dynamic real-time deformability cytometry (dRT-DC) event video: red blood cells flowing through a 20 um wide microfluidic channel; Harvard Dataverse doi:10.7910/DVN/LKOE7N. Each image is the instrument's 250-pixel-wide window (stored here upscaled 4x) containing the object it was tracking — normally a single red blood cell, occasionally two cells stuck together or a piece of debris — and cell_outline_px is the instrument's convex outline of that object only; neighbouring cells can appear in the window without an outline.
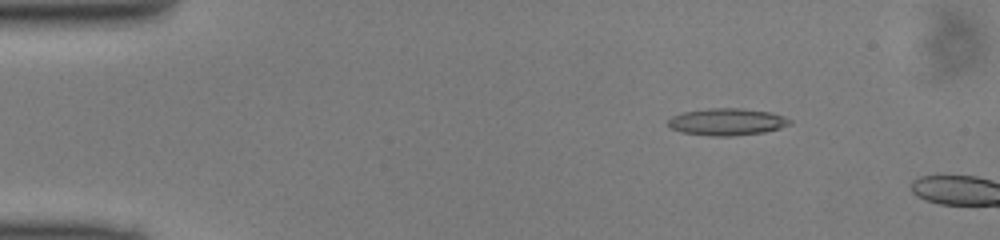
{"species": "common noctule bat (a hibernating species)", "species_latin": "Nyctalus noctula", "temperature_condition": "cold", "stored_images_in_passage": 9, "camera_frame_rate_fps": 3000, "um_per_image_px": 0.085, "animal": {"sex": "male", "body_mass_g": 13.0, "forearm_length_mm": 53.1}, "frame": {"image": 1, "passage_image": 7, "time_ms": 2.0, "image_size_px": [1000, 240], "cell_outline_px": [[792, 124], [780, 128], [764, 132], [732, 136], [708, 136], [680, 132], [672, 128], [668, 124], [668, 120], [672, 116], [684, 112], [708, 108], [744, 108], [772, 112], [784, 116], [792, 120]], "centroid_in_image_um": [61.83, 10.35], "position_along_channel_um": 23.2, "area_um2": 19.36}}